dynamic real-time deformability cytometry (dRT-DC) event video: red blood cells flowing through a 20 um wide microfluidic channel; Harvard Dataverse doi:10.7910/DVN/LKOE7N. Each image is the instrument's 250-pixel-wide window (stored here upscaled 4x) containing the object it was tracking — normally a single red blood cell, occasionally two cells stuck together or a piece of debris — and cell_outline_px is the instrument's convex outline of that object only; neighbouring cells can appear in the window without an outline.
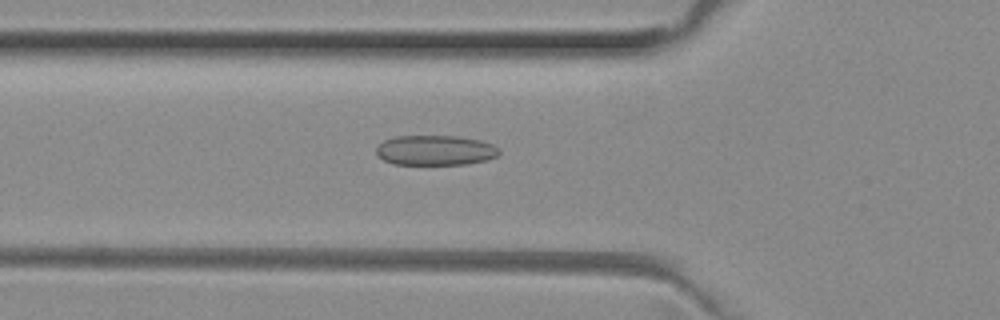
{"species": "common noctule bat (a hibernating species)", "species_latin": "Nyctalus noctula", "temperature_condition": "room temperature", "stored_images_in_passage": 51, "camera_frame_rate_fps": 3000, "um_per_image_px": 0.085, "animal": {"sex": "female", "body_mass_g": 29.2, "forearm_length_mm": 56.3}, "frame": {"image": 1, "passage_image": 18, "time_ms": 5.667, "image_size_px": [1000, 320], "cell_outline_px": [[500, 152], [496, 156], [488, 160], [468, 164], [392, 164], [376, 156], [376, 148], [384, 140], [396, 136], [456, 136], [480, 140], [492, 144], [500, 148]], "centroid_in_image_um": [37.0, 12.78], "position_along_channel_um": 88.8, "area_um2": 21.62}}
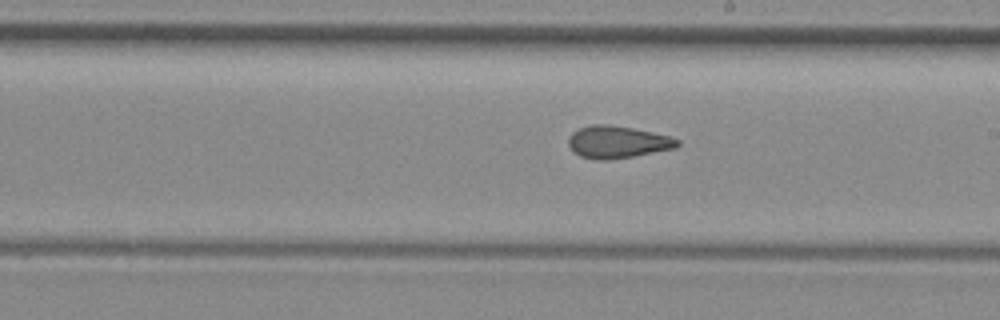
{"frame": {"image": 2, "passage_image": 29, "time_ms": 9.333, "image_size_px": [1000, 320], "cell_outline_px": [[680, 144], [676, 148], [632, 156], [608, 160], [596, 160], [580, 156], [572, 152], [568, 144], [568, 136], [572, 132], [580, 128], [592, 124], [608, 124], [632, 128], [652, 132], [668, 136], [680, 140]], "centroid_in_image_um": [52.45, 12.07], "position_along_channel_um": 236.6, "area_um2": 20.52}}
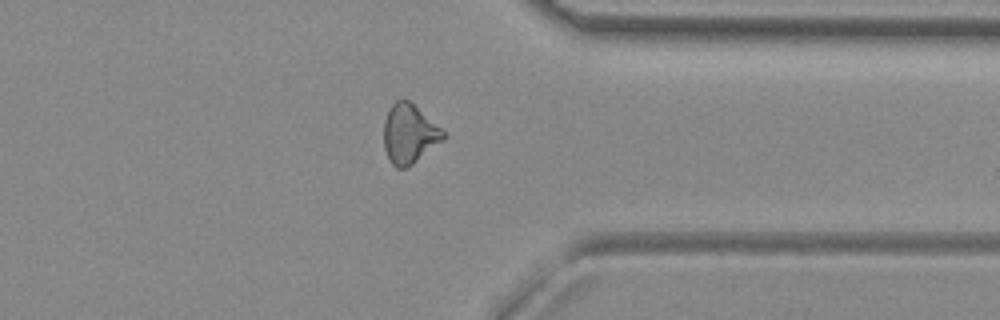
{"frame": {"image": 3, "passage_image": 40, "time_ms": 13.0, "image_size_px": [1000, 320], "cell_outline_px": [[448, 136], [444, 140], [412, 164], [404, 168], [396, 168], [392, 164], [384, 148], [384, 120], [392, 104], [396, 100], [408, 100], [440, 128]], "centroid_in_image_um": [34.78, 11.4], "position_along_channel_um": 376.6, "area_um2": 20.17}, "authors_computed_cell_mechanics": {"area_um2": 21.0392, "velocity_mm_per_s": 4.0164, "shape_relaxation_time_tau1_ms": null, "shape_relaxation_time_tau2_ms": 1.9905, "deformation_change_tau1": null, "deformation_change_tau2": 0.0951}}